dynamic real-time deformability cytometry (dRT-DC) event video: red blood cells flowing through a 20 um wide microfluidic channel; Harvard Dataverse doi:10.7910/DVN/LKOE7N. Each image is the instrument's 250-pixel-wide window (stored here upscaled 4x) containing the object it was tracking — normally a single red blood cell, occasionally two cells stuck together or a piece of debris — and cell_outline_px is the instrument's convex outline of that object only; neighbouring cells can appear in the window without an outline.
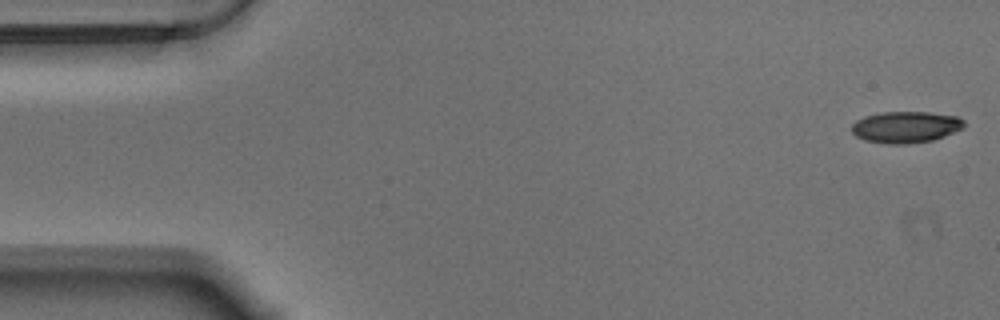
{"species": "Egyptian fruit bat (a non-hibernating species)", "species_latin": "Rousettus aegyptiacus", "temperature_condition": "warm", "stored_images_in_passage": 8, "camera_frame_rate_fps": 3000, "um_per_image_px": 0.085, "animal": {"sex": "male"}, "frame": {"image": 1, "passage_image": 1, "time_ms": 0.0, "image_size_px": [1000, 320], "cell_outline_px": [[964, 128], [944, 136], [932, 140], [908, 144], [884, 144], [864, 140], [856, 136], [852, 132], [852, 124], [856, 120], [864, 116], [880, 112], [928, 112], [956, 116], [964, 120]], "centroid_in_image_um": [76.97, 10.8], "position_along_channel_um": 8.0, "area_um2": 20.75}}